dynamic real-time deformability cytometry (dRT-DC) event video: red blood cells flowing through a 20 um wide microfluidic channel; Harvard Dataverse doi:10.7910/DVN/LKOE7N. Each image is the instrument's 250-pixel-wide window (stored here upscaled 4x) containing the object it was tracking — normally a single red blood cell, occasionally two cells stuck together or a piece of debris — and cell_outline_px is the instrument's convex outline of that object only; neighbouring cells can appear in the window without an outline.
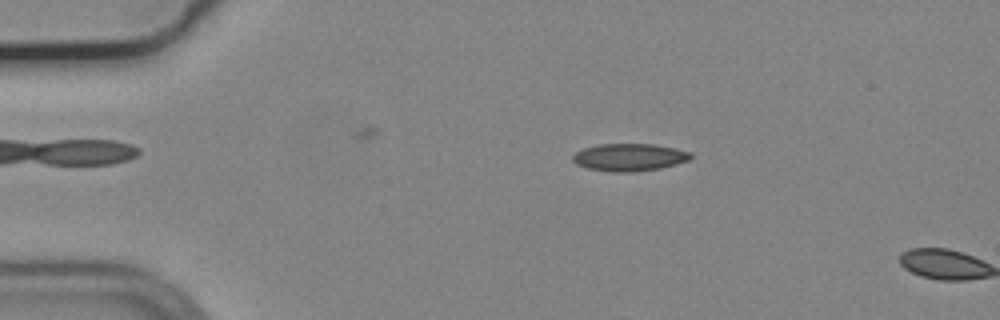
{"species": "common noctule bat (a hibernating species)", "species_latin": "Nyctalus noctula", "temperature_condition": "cold", "stored_images_in_passage": 11, "camera_frame_rate_fps": 3000, "um_per_image_px": 0.085, "animal": {"sex": "male", "body_mass_g": 19.2, "forearm_length_mm": 51.8}, "frame": {"image": 1, "passage_image": 10, "time_ms": 3.0, "image_size_px": [1000, 320], "cell_outline_px": [[692, 156], [688, 160], [676, 164], [660, 168], [632, 172], [612, 172], [588, 168], [576, 164], [572, 160], [572, 156], [576, 152], [584, 148], [600, 144], [656, 144], [676, 148], [692, 152]], "centroid_in_image_um": [53.51, 13.36], "position_along_channel_um": 31.5, "area_um2": 18.9}}